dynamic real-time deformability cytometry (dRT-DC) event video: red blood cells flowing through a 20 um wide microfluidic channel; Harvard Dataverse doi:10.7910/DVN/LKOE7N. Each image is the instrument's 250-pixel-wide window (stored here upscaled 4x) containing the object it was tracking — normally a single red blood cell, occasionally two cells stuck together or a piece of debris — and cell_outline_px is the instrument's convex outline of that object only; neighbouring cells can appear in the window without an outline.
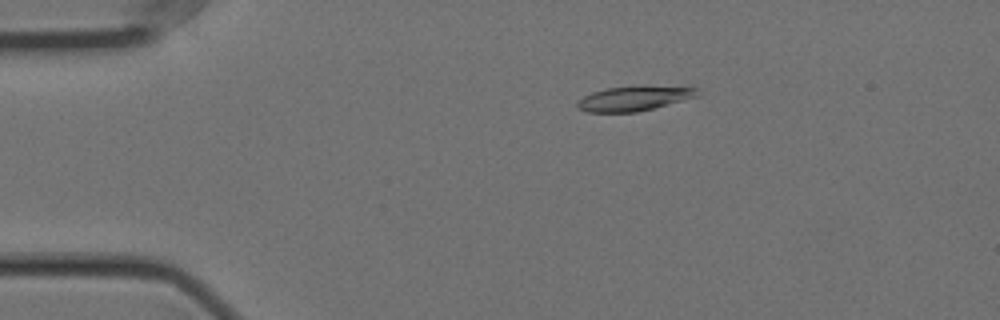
{"species": "Egyptian fruit bat (a non-hibernating species)", "species_latin": "Rousettus aegyptiacus", "temperature_condition": "cold", "stored_images_in_passage": 57, "camera_frame_rate_fps": 3000, "um_per_image_px": 0.085, "animal": {"sex": "female"}, "frame": {"image": 1, "passage_image": 11, "time_ms": 3.333, "image_size_px": [1000, 320], "cell_outline_px": [[696, 96], [652, 108], [636, 112], [588, 112], [580, 108], [576, 104], [584, 96], [592, 92], [608, 88], [644, 84], [696, 88]], "centroid_in_image_um": [53.87, 8.34], "position_along_channel_um": 31.1, "area_um2": 17.11}}
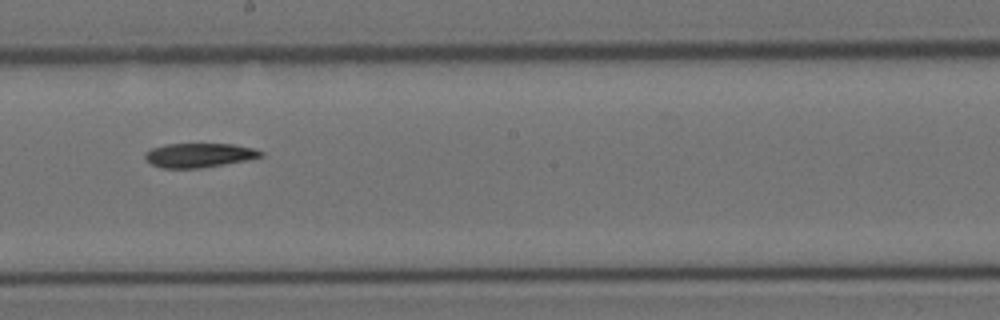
{"frame": {"image": 2, "passage_image": 32, "time_ms": 10.333, "image_size_px": [1000, 320], "cell_outline_px": [[264, 156], [244, 160], [200, 168], [160, 168], [144, 160], [144, 152], [152, 148], [164, 144], [232, 144], [252, 148], [264, 152]], "centroid_in_image_um": [16.86, 13.19], "position_along_channel_um": 231.3, "area_um2": 16.3}}
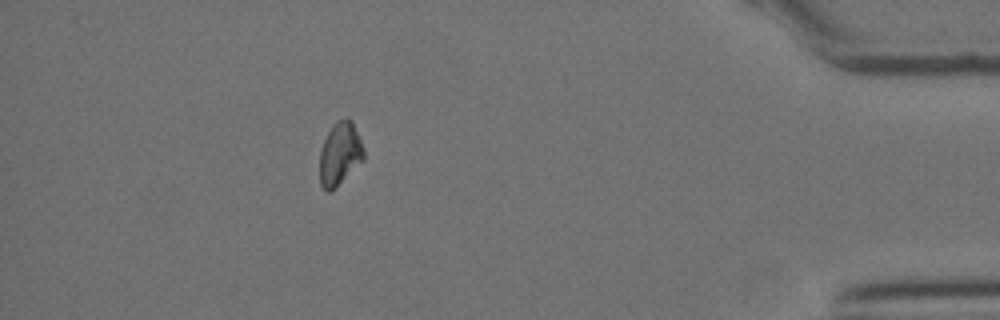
{"frame": {"image": 3, "passage_image": 51, "time_ms": 16.667, "image_size_px": [1000, 320], "cell_outline_px": [[364, 160], [328, 192], [320, 184], [320, 148], [332, 124], [336, 120], [348, 116], [352, 120], [364, 148]], "centroid_in_image_um": [28.89, 12.99], "position_along_channel_um": 406.3, "area_um2": 16.07}}